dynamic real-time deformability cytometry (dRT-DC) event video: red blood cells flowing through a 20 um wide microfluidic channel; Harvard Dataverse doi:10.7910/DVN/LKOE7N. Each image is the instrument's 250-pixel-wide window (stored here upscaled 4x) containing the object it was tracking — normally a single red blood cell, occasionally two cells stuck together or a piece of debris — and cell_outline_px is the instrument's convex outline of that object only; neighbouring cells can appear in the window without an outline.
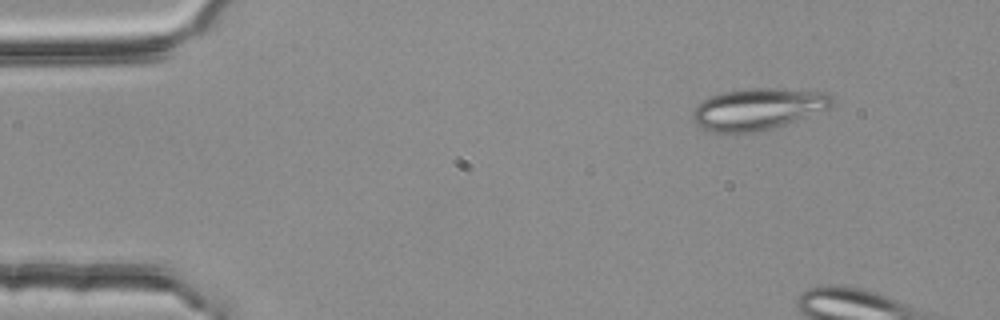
{"species": "common noctule bat (a hibernating species)", "species_latin": "Nyctalus noctula", "temperature_condition": "room temperature", "stored_images_in_passage": 3, "camera_frame_rate_fps": 3000, "um_per_image_px": 0.085, "animal": {"sex": "female", "body_mass_g": 25.1}, "frame": {"image": 1, "passage_image": 1, "time_ms": 0.0, "image_size_px": [1000, 320], "cell_outline_px": [[832, 104], [828, 108], [772, 128], [760, 132], [712, 132], [696, 124], [692, 120], [692, 112], [696, 104], [712, 96], [724, 92], [752, 88], [768, 88], [824, 92], [832, 96]], "centroid_in_image_um": [64.36, 9.27], "position_along_channel_um": 20.6, "area_um2": 33.12}}